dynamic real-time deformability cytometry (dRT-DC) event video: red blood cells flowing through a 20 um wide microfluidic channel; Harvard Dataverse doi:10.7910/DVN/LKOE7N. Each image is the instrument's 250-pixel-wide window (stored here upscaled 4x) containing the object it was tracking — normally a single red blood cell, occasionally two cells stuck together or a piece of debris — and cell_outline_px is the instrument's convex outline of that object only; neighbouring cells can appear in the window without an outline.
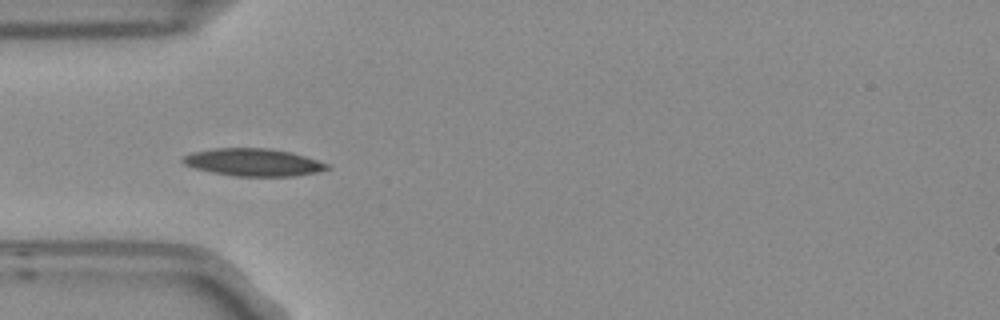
{"species": "Egyptian fruit bat (a non-hibernating species)", "species_latin": "Rousettus aegyptiacus", "temperature_condition": "room temperature", "stored_images_in_passage": 9, "camera_frame_rate_fps": 3000, "um_per_image_px": 0.085, "frame": {"image": 1, "passage_image": 4, "time_ms": 1.0, "image_size_px": [1000, 320], "cell_outline_px": [[332, 168], [316, 172], [296, 176], [236, 176], [212, 172], [196, 168], [184, 164], [180, 160], [184, 156], [192, 152], [216, 148], [268, 148], [292, 152], [328, 164]], "centroid_in_image_um": [21.54, 13.79], "position_along_channel_um": 63.5, "area_um2": 23.0}}
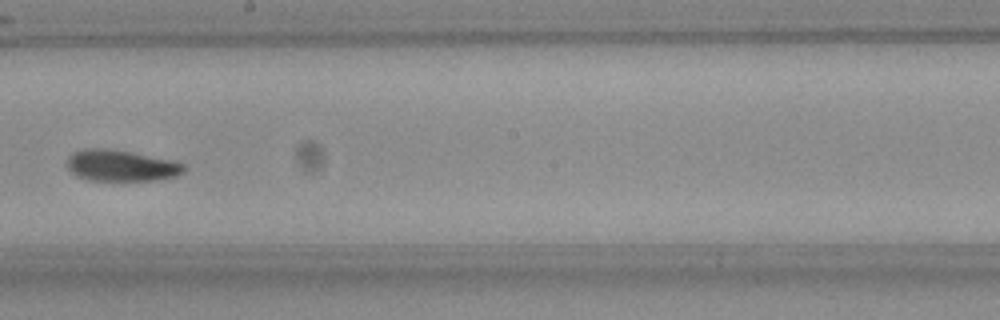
{"frame": {"image": 2, "passage_image": 8, "time_ms": 2.333, "image_size_px": [1000, 320], "cell_outline_px": [[184, 172], [176, 176], [156, 180], [88, 180], [76, 176], [68, 168], [68, 156], [72, 152], [84, 148], [104, 148], [128, 152], [168, 160], [184, 164]], "centroid_in_image_um": [10.23, 14.08], "position_along_channel_um": 238.0, "area_um2": 20.92}}
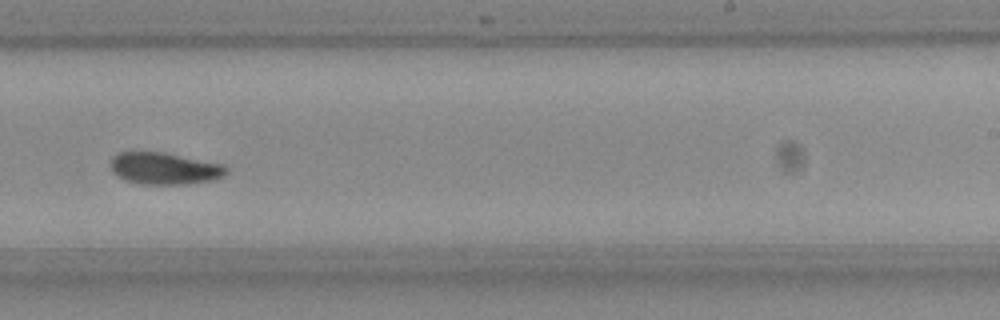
{"frame": {"image": 3, "passage_image": 9, "time_ms": 2.667, "image_size_px": [1000, 320], "cell_outline_px": [[228, 172], [224, 176], [212, 180], [188, 184], [144, 184], [124, 180], [112, 172], [112, 156], [120, 152], [164, 152], [220, 164], [228, 168]], "centroid_in_image_um": [13.98, 14.32], "position_along_channel_um": 275.0, "area_um2": 21.33}}